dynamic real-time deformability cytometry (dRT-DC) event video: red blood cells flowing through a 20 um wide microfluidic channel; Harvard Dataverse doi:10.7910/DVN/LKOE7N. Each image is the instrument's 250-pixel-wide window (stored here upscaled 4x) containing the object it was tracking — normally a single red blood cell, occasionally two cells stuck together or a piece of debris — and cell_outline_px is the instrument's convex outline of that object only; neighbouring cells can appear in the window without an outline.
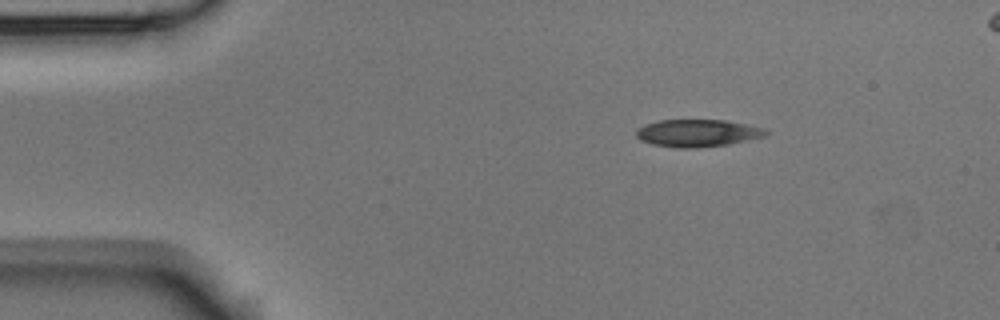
{"species": "Egyptian fruit bat (a non-hibernating species)", "species_latin": "Rousettus aegyptiacus", "temperature_condition": "room temperature", "stored_images_in_passage": 4, "camera_frame_rate_fps": 3000, "um_per_image_px": 0.085, "animal": {"sex": "male"}, "frame": {"image": 1, "passage_image": 1, "time_ms": 0.0, "image_size_px": [1000, 320], "cell_outline_px": [[768, 136], [728, 144], [700, 148], [676, 148], [652, 144], [640, 140], [636, 136], [636, 128], [644, 124], [660, 120], [724, 120], [764, 128], [768, 132]], "centroid_in_image_um": [59.26, 11.32], "position_along_channel_um": 25.7, "area_um2": 20.81}}